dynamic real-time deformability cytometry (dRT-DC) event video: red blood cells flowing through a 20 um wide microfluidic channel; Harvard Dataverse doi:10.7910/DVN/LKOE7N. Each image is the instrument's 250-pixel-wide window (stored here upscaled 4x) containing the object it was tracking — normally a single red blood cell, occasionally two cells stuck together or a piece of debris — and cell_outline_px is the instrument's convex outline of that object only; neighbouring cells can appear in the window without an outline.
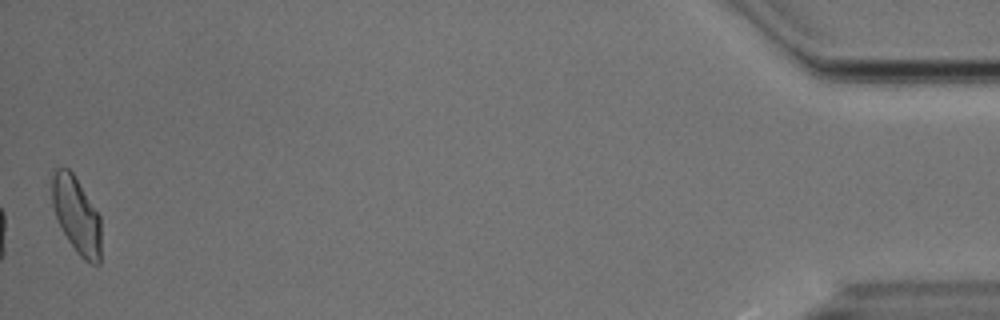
{"species": "Egyptian fruit bat (a non-hibernating species)", "species_latin": "Rousettus aegyptiacus", "temperature_condition": "cold", "stored_images_in_passage": 40, "camera_frame_rate_fps": 3000, "um_per_image_px": 0.085, "animal": {"sex": "male"}, "frame": {"image": 1, "passage_image": 40, "time_ms": 13.0, "image_size_px": [1000, 320], "cell_outline_px": [[100, 264], [92, 264], [84, 260], [76, 252], [68, 240], [56, 216], [52, 204], [52, 176], [56, 168], [68, 168], [72, 172], [100, 216]], "centroid_in_image_um": [6.51, 18.3], "position_along_channel_um": 428.7, "area_um2": 21.56}, "authors_computed_cell_mechanics": {"area_um2": 21.964, "velocity_mm_per_s": 3.6983, "shape_relaxation_time_tau1_ms": 6.7258, "shape_relaxation_time_tau2_ms": 1.8896, "deformation_change_tau1": 0.138, "deformation_change_tau2": 0.0763}}